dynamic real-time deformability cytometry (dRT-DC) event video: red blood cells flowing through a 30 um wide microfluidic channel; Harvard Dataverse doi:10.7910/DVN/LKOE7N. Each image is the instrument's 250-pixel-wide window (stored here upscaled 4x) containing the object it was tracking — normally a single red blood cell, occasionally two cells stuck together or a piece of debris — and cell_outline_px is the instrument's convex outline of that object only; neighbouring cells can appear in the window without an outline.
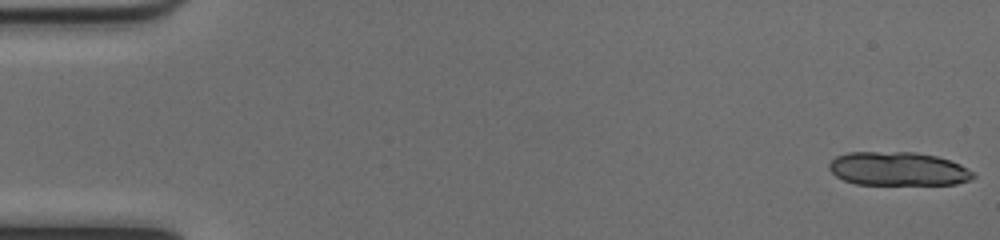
{"species": "common noctule bat (a hibernating species)", "species_latin": "Nyctalus noctula", "temperature_condition": "cold", "stored_images_in_passage": 38, "segment_of_instrument_passage": [1, 2], "camera_frame_rate_fps": 3000, "um_per_image_px": 0.085, "animal": {"sex": "female", "body_mass_g": 17.0, "forearm_length_mm": 48.0}, "frame": {"image": 1, "passage_image": 1, "time_ms": 0.0, "image_size_px": [1000, 240], "cell_outline_px": [[976, 176], [968, 180], [956, 184], [856, 184], [844, 180], [836, 176], [828, 168], [828, 164], [836, 156], [848, 152], [916, 152], [936, 156], [960, 164], [972, 172]], "centroid_in_image_um": [76.3, 14.35], "position_along_channel_um": 8.7, "area_um2": 28.15}}